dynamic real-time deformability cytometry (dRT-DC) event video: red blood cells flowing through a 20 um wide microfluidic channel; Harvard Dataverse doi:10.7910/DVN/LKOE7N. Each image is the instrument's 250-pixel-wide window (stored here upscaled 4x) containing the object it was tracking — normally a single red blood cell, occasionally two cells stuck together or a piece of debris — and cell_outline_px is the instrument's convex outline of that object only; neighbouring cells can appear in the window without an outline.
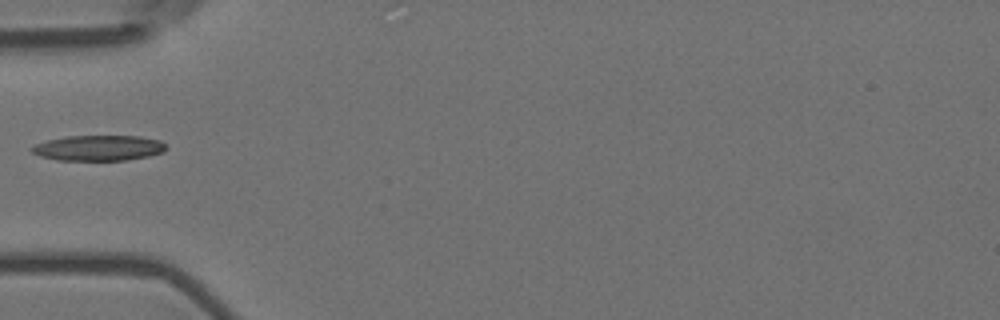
{"species": "Egyptian fruit bat (a non-hibernating species)", "species_latin": "Rousettus aegyptiacus", "temperature_condition": "room temperature", "stored_images_in_passage": 6, "camera_frame_rate_fps": 3000, "um_per_image_px": 0.085, "animal": {"sex": "female"}, "frame": {"image": 1, "passage_image": 5, "time_ms": 1.333, "image_size_px": [1000, 320], "cell_outline_px": [[168, 148], [164, 152], [148, 156], [124, 160], [56, 160], [40, 156], [32, 152], [28, 148], [36, 144], [48, 140], [68, 136], [140, 136], [160, 140]], "centroid_in_image_um": [8.38, 12.58], "position_along_channel_um": 76.6, "area_um2": 19.94}}
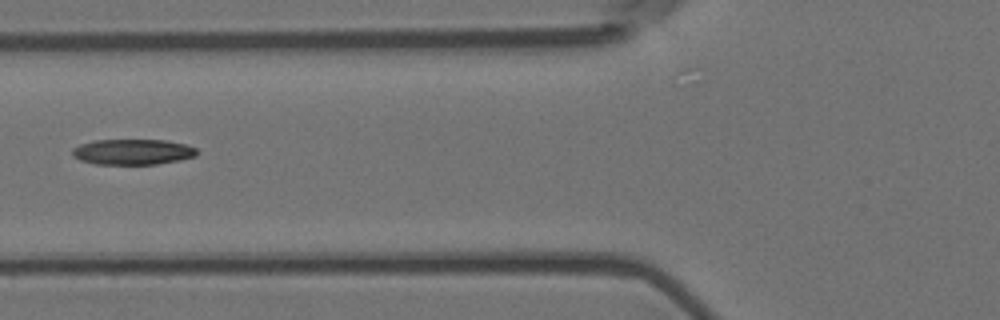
{"frame": {"image": 2, "passage_image": 6, "time_ms": 1.667, "image_size_px": [1000, 320], "cell_outline_px": [[200, 152], [196, 156], [180, 160], [156, 164], [96, 164], [80, 160], [72, 156], [72, 148], [80, 144], [96, 140], [164, 140], [188, 144], [196, 148]], "centroid_in_image_um": [11.31, 12.91], "position_along_channel_um": 114.5, "area_um2": 18.73}}